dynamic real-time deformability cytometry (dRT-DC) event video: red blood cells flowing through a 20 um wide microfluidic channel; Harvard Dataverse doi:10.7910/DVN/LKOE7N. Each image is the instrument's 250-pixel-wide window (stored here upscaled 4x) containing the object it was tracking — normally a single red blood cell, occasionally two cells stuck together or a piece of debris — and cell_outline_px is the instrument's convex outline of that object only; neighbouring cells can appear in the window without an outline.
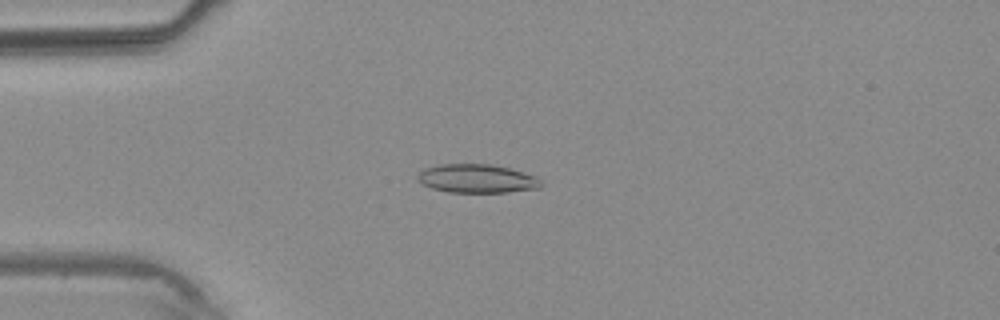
{"species": "common noctule bat (a hibernating species)", "species_latin": "Nyctalus noctula", "temperature_condition": "warm", "stored_images_in_passage": 4, "camera_frame_rate_fps": 3000, "um_per_image_px": 0.085, "animal": {"sex": "male", "body_mass_g": 20.4}, "frame": {"image": 1, "passage_image": 3, "time_ms": 3.333, "image_size_px": [1000, 320], "cell_outline_px": [[544, 184], [540, 188], [508, 192], [448, 192], [432, 188], [424, 184], [416, 176], [424, 168], [440, 164], [492, 164], [508, 168], [536, 176]], "centroid_in_image_um": [40.57, 15.18], "position_along_channel_um": 44.4, "area_um2": 20.52}}